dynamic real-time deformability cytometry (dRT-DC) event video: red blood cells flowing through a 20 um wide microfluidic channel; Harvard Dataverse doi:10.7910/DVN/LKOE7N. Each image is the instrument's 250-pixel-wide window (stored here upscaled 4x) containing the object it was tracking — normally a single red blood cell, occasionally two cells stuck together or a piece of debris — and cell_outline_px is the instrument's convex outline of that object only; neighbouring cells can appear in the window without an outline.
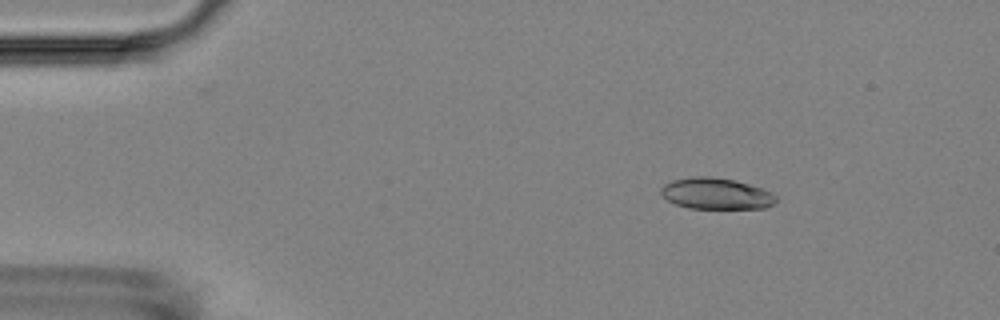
{"species": "Egyptian fruit bat (a non-hibernating species)", "species_latin": "Rousettus aegyptiacus", "temperature_condition": "room temperature", "stored_images_in_passage": 5, "camera_frame_rate_fps": 3000, "um_per_image_px": 0.085, "animal": {"sex": "female"}, "frame": {"image": 1, "passage_image": 2, "time_ms": 1.333, "image_size_px": [1000, 320], "cell_outline_px": [[776, 200], [772, 204], [764, 208], [688, 208], [676, 204], [668, 200], [660, 192], [660, 188], [664, 184], [672, 180], [692, 176], [712, 176], [736, 180], [772, 192], [776, 196]], "centroid_in_image_um": [60.84, 16.44], "position_along_channel_um": 24.2, "area_um2": 20.92}}